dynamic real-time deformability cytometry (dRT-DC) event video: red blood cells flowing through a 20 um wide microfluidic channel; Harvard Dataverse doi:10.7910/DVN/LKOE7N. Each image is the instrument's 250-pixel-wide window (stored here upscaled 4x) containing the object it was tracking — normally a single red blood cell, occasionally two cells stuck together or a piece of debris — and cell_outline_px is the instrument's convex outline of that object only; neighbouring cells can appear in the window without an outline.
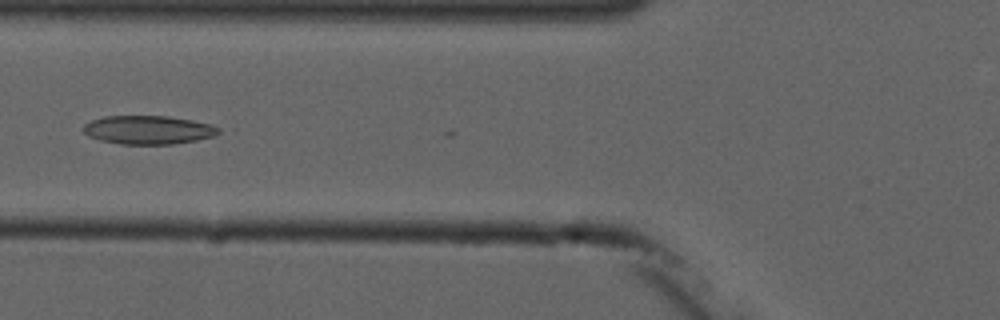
{"species": "common noctule bat (a hibernating species)", "species_latin": "Nyctalus noctula", "temperature_condition": "cold", "stored_images_in_passage": 8, "camera_frame_rate_fps": 3000, "um_per_image_px": 0.085, "animal": {"sex": "male", "forearm_length_mm": 52.5}, "frame": {"image": 1, "passage_image": 5, "time_ms": 5.333, "image_size_px": [1000, 320], "cell_outline_px": [[220, 132], [212, 136], [196, 140], [172, 144], [120, 144], [100, 140], [88, 136], [84, 132], [84, 124], [92, 120], [104, 116], [168, 116], [192, 120], [212, 124], [220, 128]], "centroid_in_image_um": [12.6, 11.03], "position_along_channel_um": 113.2, "area_um2": 22.48}}
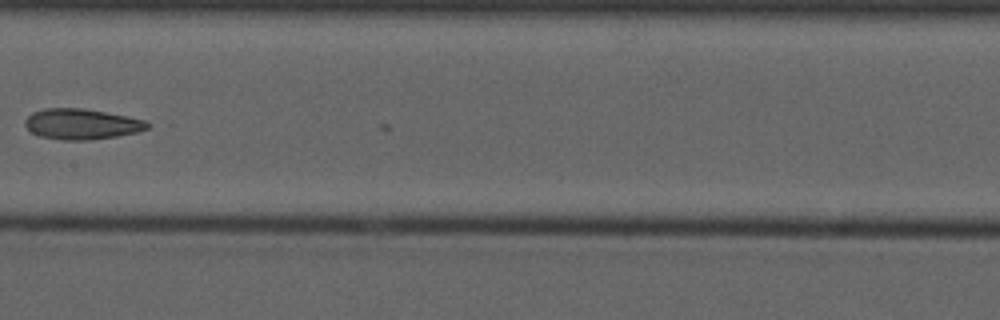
{"frame": {"image": 2, "passage_image": 7, "time_ms": 7.667, "image_size_px": [1000, 320], "cell_outline_px": [[152, 124], [148, 128], [140, 132], [116, 136], [88, 140], [64, 140], [40, 136], [32, 132], [24, 124], [24, 120], [32, 112], [44, 108], [80, 108], [128, 116], [144, 120]], "centroid_in_image_um": [6.95, 10.54], "position_along_channel_um": 200.4, "area_um2": 21.79}}
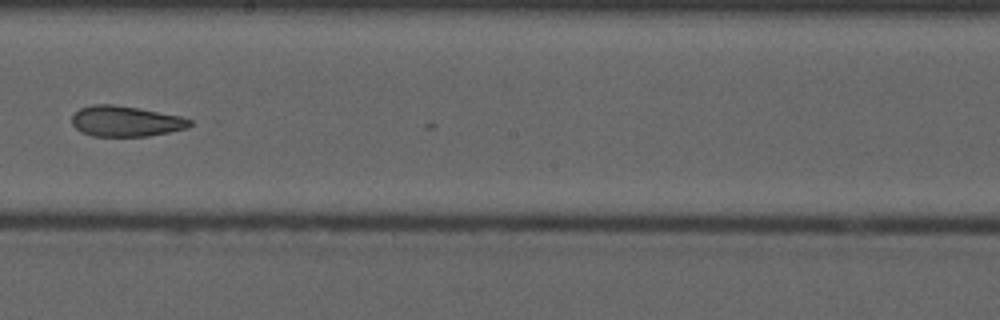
{"frame": {"image": 3, "passage_image": 8, "time_ms": 8.667, "image_size_px": [1000, 320], "cell_outline_px": [[192, 124], [188, 128], [148, 136], [92, 136], [80, 132], [72, 124], [72, 116], [80, 108], [92, 104], [112, 104], [140, 108], [180, 116], [192, 120]], "centroid_in_image_um": [10.68, 10.3], "position_along_channel_um": 237.5, "area_um2": 21.1}}